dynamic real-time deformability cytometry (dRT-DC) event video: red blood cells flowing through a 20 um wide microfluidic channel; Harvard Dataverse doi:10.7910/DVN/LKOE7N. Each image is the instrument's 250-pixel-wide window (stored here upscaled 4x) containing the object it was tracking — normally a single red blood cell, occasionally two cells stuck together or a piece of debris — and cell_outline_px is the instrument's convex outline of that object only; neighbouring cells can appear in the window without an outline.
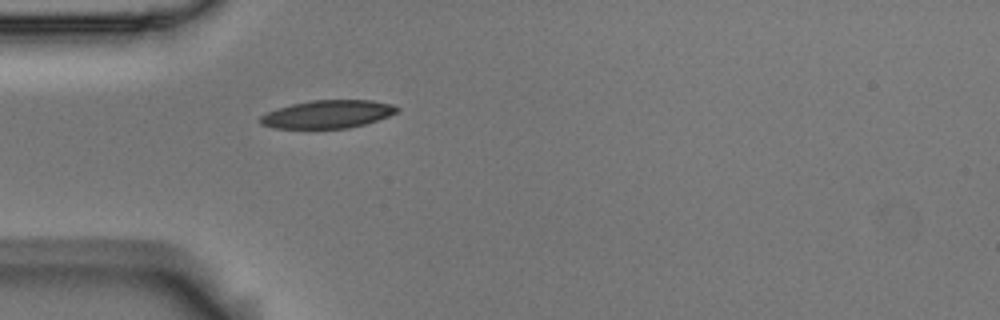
{"species": "Egyptian fruit bat (a non-hibernating species)", "species_latin": "Rousettus aegyptiacus", "temperature_condition": "room temperature", "stored_images_in_passage": 1, "camera_frame_rate_fps": 3000, "um_per_image_px": 0.085, "animal": {"sex": "male"}, "frame": {"image": 1, "passage_image": 1, "time_ms": 0.0, "image_size_px": [1000, 320], "cell_outline_px": [[400, 108], [396, 112], [388, 116], [364, 124], [348, 128], [272, 128], [260, 124], [260, 116], [268, 112], [292, 104], [312, 100], [372, 100], [392, 104]], "centroid_in_image_um": [27.85, 9.7], "position_along_channel_um": 57.1, "area_um2": 22.08}}